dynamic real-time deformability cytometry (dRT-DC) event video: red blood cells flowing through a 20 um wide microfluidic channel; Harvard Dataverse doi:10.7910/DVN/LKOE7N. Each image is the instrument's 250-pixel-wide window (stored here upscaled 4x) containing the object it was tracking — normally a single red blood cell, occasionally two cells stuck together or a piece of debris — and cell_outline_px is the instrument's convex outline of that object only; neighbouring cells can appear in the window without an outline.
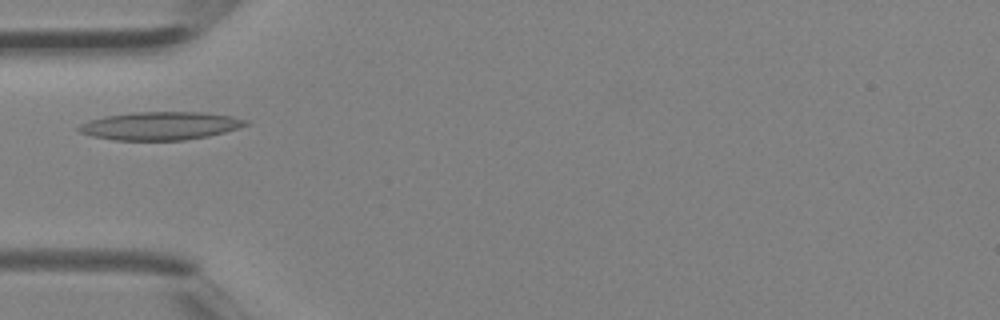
{"species": "Egyptian fruit bat (a non-hibernating species)", "species_latin": "Rousettus aegyptiacus", "temperature_condition": "room temperature", "stored_images_in_passage": 5, "camera_frame_rate_fps": 3000, "um_per_image_px": 0.085, "animal": {"sex": "female"}, "frame": {"image": 1, "passage_image": 5, "time_ms": 1.333, "image_size_px": [1000, 320], "cell_outline_px": [[248, 124], [224, 132], [208, 136], [184, 140], [116, 140], [92, 136], [80, 132], [76, 128], [80, 124], [88, 120], [104, 116], [136, 112], [200, 112], [232, 116], [248, 120]], "centroid_in_image_um": [13.59, 10.69], "position_along_channel_um": 71.4, "area_um2": 27.22}}